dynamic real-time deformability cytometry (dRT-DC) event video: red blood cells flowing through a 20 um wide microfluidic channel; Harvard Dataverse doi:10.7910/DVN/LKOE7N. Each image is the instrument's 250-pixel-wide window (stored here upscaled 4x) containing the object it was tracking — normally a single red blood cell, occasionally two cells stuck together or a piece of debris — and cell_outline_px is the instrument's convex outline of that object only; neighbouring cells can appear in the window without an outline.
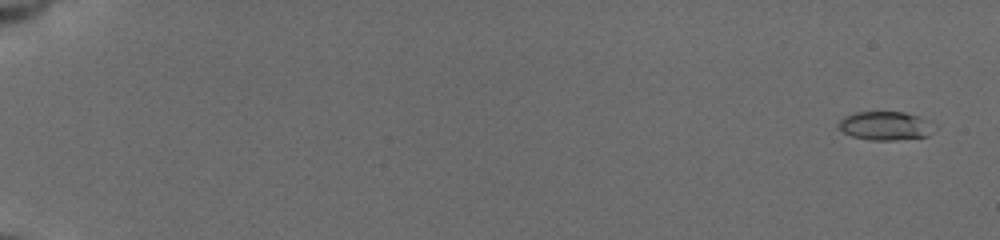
{"species": "common noctule bat (a hibernating species)", "species_latin": "Nyctalus noctula", "temperature_condition": "cold", "stored_images_in_passage": 58, "camera_frame_rate_fps": 3000, "um_per_image_px": 0.085, "animal": {"sex": "female", "body_mass_g": 19.5, "forearm_length_mm": 54.1}, "frame": {"image": 1, "passage_image": 3, "time_ms": 0.667, "image_size_px": [1000, 240], "cell_outline_px": [[936, 124], [932, 132], [928, 136], [892, 140], [868, 140], [852, 136], [844, 132], [836, 124], [844, 116], [856, 112], [904, 112], [928, 120]], "centroid_in_image_um": [75.26, 10.69], "position_along_channel_um": 9.7, "area_um2": 16.01}}
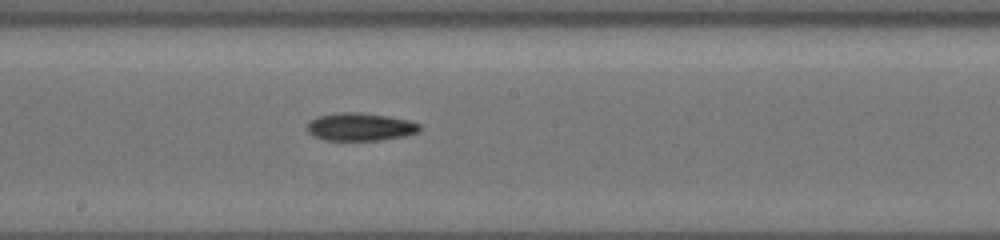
{"frame": {"image": 2, "passage_image": 35, "time_ms": 11.333, "image_size_px": [1000, 240], "cell_outline_px": [[420, 132], [404, 136], [380, 140], [324, 140], [312, 136], [308, 132], [308, 120], [316, 116], [340, 112], [360, 112], [388, 116], [408, 120], [420, 124]], "centroid_in_image_um": [30.59, 10.78], "position_along_channel_um": 217.6, "area_um2": 18.44}}
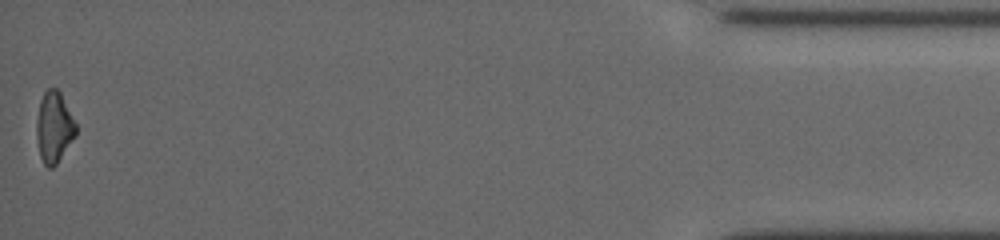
{"frame": {"image": 3, "passage_image": 58, "time_ms": 19.0, "image_size_px": [1000, 240], "cell_outline_px": [[76, 136], [56, 164], [52, 168], [48, 168], [44, 164], [40, 156], [36, 136], [36, 120], [40, 100], [44, 92], [48, 88], [56, 88], [60, 92], [76, 124]], "centroid_in_image_um": [4.58, 10.82], "position_along_channel_um": 430.6, "area_um2": 16.24}, "authors_computed_cell_mechanics": {"area_um2": 16.7331, "velocity_mm_per_s": 3.7801, "shape_relaxation_time_tau1_ms": 7.3927, "shape_relaxation_time_tau2_ms": null, "deformation_change_tau1": 0.1601, "deformation_change_tau2": null}}